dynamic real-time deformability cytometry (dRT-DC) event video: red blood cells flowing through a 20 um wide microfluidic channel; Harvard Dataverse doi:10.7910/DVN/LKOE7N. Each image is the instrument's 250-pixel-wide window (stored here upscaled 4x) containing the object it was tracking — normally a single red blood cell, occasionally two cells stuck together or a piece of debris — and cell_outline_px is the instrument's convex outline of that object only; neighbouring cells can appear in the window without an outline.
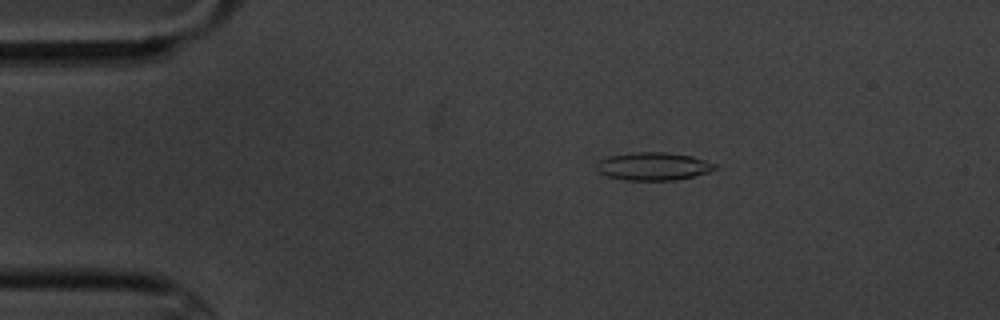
{"species": "common noctule bat (a hibernating species)", "species_latin": "Nyctalus noctula", "temperature_condition": "cold", "stored_images_in_passage": 6, "camera_frame_rate_fps": 3000, "um_per_image_px": 0.085, "animal": {"sex": "male", "body_mass_g": 20.1, "forearm_length_mm": 53.5}, "frame": {"image": 1, "passage_image": 3, "time_ms": 2.333, "image_size_px": [1000, 320], "cell_outline_px": [[716, 168], [708, 172], [676, 180], [624, 180], [608, 176], [600, 172], [596, 168], [596, 164], [600, 160], [608, 156], [632, 152], [664, 152], [692, 156], [716, 164]], "centroid_in_image_um": [55.51, 14.13], "position_along_channel_um": 29.5, "area_um2": 19.13}}
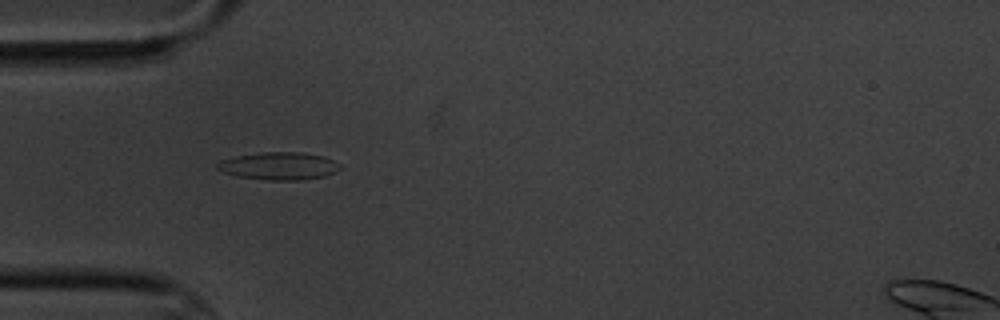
{"frame": {"image": 2, "passage_image": 5, "time_ms": 4.667, "image_size_px": [1000, 320], "cell_outline_px": [[340, 168], [336, 172], [324, 176], [300, 180], [268, 180], [236, 176], [224, 172], [216, 168], [216, 164], [220, 160], [236, 156], [260, 152], [300, 152], [324, 156], [340, 164]], "centroid_in_image_um": [23.7, 14.1], "position_along_channel_um": 61.3, "area_um2": 19.77}}
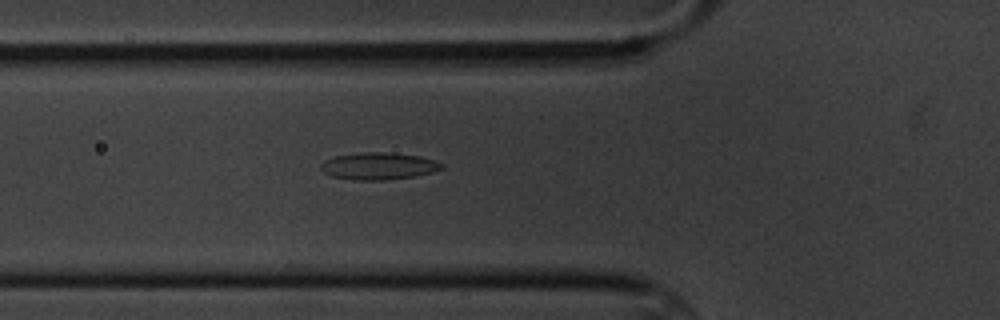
{"frame": {"image": 3, "passage_image": 6, "time_ms": 5.667, "image_size_px": [1000, 320], "cell_outline_px": [[444, 168], [432, 172], [416, 176], [384, 180], [356, 180], [332, 176], [324, 172], [320, 168], [320, 164], [324, 160], [336, 156], [360, 152], [384, 152], [420, 156], [444, 164]], "centroid_in_image_um": [32.17, 14.11], "position_along_channel_um": 93.6, "area_um2": 19.02}}